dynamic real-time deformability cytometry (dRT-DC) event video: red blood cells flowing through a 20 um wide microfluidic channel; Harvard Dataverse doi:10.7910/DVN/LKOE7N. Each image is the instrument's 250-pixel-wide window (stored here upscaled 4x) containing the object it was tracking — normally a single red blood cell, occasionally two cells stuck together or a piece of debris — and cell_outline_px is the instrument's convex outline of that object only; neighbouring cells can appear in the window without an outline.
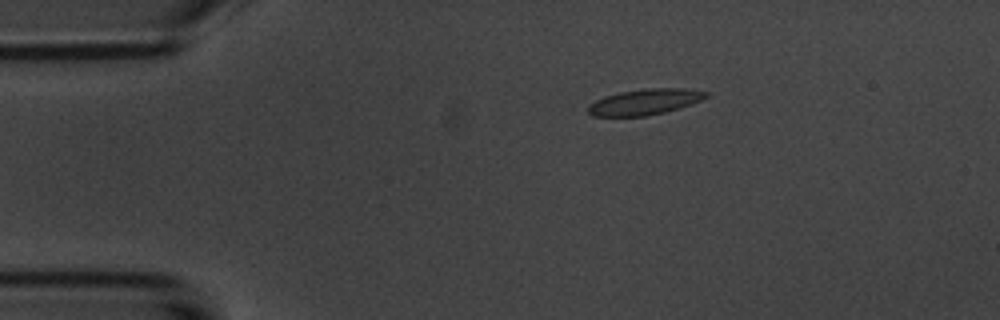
{"species": "common noctule bat (a hibernating species)", "species_latin": "Nyctalus noctula", "temperature_condition": "room temperature", "stored_images_in_passage": 54, "camera_frame_rate_fps": 3000, "um_per_image_px": 0.085, "animal": {"sex": "male", "body_mass_g": 20.1, "forearm_length_mm": 53.5}, "frame": {"image": 1, "passage_image": 10, "time_ms": 3.0, "image_size_px": [1000, 320], "cell_outline_px": [[708, 96], [692, 104], [664, 112], [644, 116], [592, 116], [588, 112], [588, 104], [604, 96], [620, 92], [648, 88], [684, 88], [708, 92]], "centroid_in_image_um": [54.79, 8.66], "position_along_channel_um": 30.2, "area_um2": 17.63}}
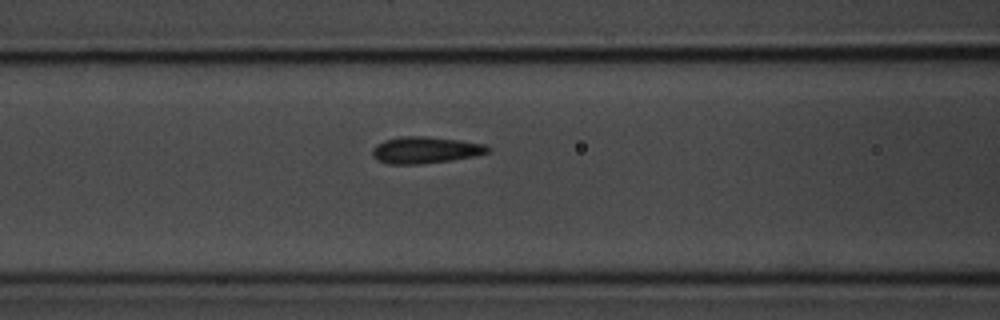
{"frame": {"image": 2, "passage_image": 22, "time_ms": 7.0, "image_size_px": [1000, 320], "cell_outline_px": [[492, 148], [488, 152], [476, 156], [452, 160], [416, 164], [388, 164], [376, 160], [372, 156], [372, 148], [376, 144], [384, 140], [400, 136], [428, 136], [460, 140], [484, 144]], "centroid_in_image_um": [36.13, 12.75], "position_along_channel_um": 130.5, "area_um2": 18.15}}
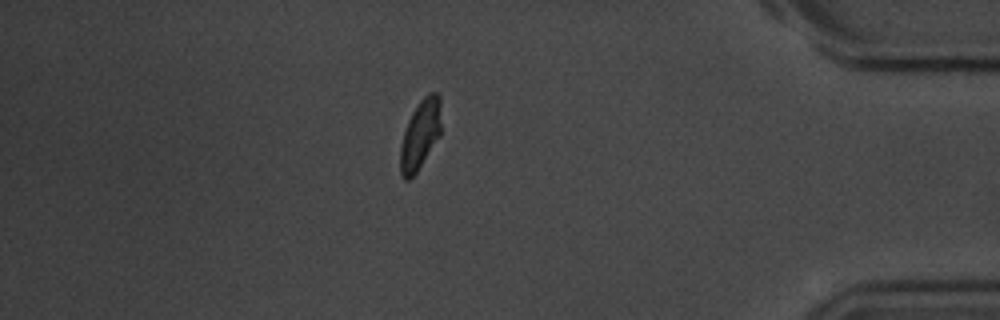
{"frame": {"image": 3, "passage_image": 47, "time_ms": 15.333, "image_size_px": [1000, 320], "cell_outline_px": [[440, 136], [416, 172], [408, 180], [404, 180], [400, 176], [400, 144], [408, 120], [412, 112], [420, 100], [428, 92], [436, 92], [440, 96]], "centroid_in_image_um": [35.71, 11.43], "position_along_channel_um": 399.5, "area_um2": 16.53}, "authors_computed_cell_mechanics": {"area_um2": 17.2244, "velocity_mm_per_s": 3.6894, "shape_relaxation_time_tau1_ms": 2.8159, "shape_relaxation_time_tau2_ms": 0.7819, "deformation_change_tau1": 0.0997, "deformation_change_tau2": 0.043}}